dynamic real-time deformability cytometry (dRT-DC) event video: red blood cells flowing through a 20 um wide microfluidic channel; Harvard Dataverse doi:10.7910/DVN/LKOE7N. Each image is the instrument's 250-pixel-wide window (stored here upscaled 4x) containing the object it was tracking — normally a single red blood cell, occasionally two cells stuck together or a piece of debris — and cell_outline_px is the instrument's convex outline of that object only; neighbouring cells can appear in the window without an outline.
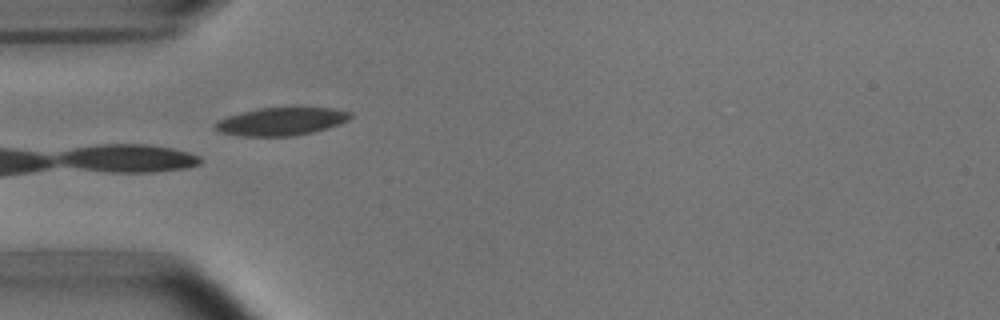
{"species": "common noctule bat (a hibernating species)", "species_latin": "Nyctalus noctula", "temperature_condition": "room temperature", "stored_images_in_passage": 6, "camera_frame_rate_fps": 3000, "um_per_image_px": 0.085, "animal": {"sex": "male", "body_mass_g": 15.6}, "frame": {"image": 1, "passage_image": 5, "time_ms": 4.667, "image_size_px": [1000, 320], "cell_outline_px": [[352, 116], [348, 120], [340, 124], [328, 128], [312, 132], [292, 136], [244, 136], [220, 132], [216, 128], [216, 120], [240, 112], [260, 108], [332, 108], [352, 112]], "centroid_in_image_um": [23.93, 10.32], "position_along_channel_um": 61.1, "area_um2": 21.85}}